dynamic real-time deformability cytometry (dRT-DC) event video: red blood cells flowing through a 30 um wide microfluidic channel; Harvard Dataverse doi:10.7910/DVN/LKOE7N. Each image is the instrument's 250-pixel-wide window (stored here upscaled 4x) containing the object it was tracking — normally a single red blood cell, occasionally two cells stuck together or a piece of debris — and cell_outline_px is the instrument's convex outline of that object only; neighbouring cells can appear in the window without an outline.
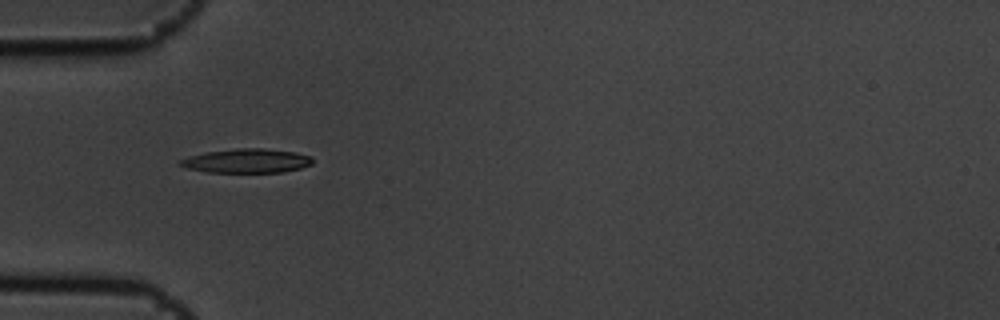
{"species": "common noctule bat (a hibernating species)", "species_latin": "Nyctalus noctula", "temperature_condition": "cold", "stored_images_in_passage": 6, "camera_frame_rate_fps": 3000, "um_per_image_px": 0.085, "animal": {"sex": "male", "body_mass_g": 19.5, "forearm_length_mm": 54.6}, "frame": {"image": 1, "passage_image": 5, "time_ms": 1.333, "image_size_px": [1000, 320], "cell_outline_px": [[312, 164], [300, 168], [284, 172], [208, 172], [188, 168], [180, 164], [180, 160], [188, 156], [204, 152], [240, 148], [264, 148], [296, 152], [312, 156]], "centroid_in_image_um": [21.01, 13.66], "position_along_channel_um": 64.0, "area_um2": 18.55}}
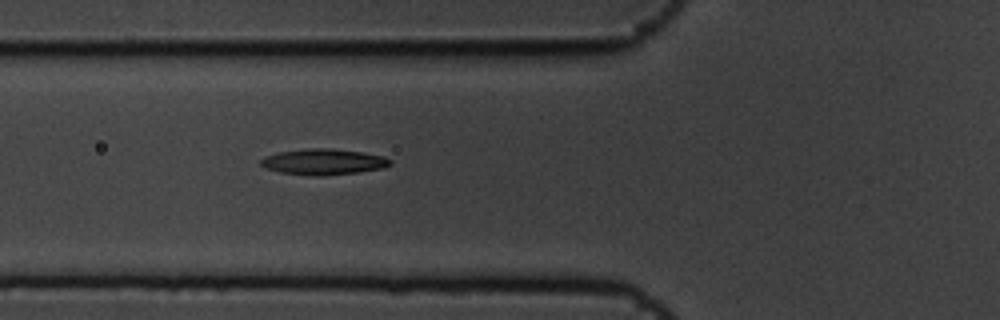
{"frame": {"image": 2, "passage_image": 6, "time_ms": 1.667, "image_size_px": [1000, 320], "cell_outline_px": [[392, 164], [384, 168], [356, 172], [320, 176], [316, 176], [280, 172], [268, 168], [260, 164], [260, 160], [268, 156], [280, 152], [308, 148], [332, 148], [364, 152], [384, 156], [392, 160]], "centroid_in_image_um": [27.57, 13.74], "position_along_channel_um": 98.2, "area_um2": 19.36}}